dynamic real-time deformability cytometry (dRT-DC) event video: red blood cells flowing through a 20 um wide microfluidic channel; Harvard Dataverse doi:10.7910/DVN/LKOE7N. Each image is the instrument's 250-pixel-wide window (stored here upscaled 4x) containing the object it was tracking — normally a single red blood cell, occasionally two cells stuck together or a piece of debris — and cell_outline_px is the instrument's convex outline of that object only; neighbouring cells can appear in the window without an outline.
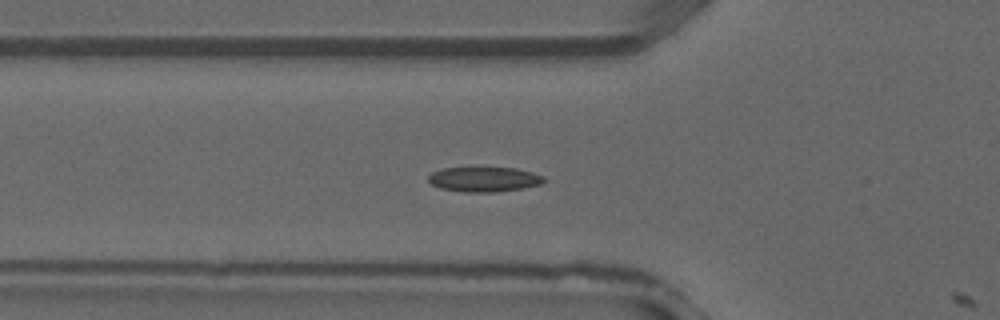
{"species": "common noctule bat (a hibernating species)", "species_latin": "Nyctalus noctula", "temperature_condition": "warm", "stored_images_in_passage": 4, "camera_frame_rate_fps": 3000, "um_per_image_px": 0.085, "animal": {"sex": "male", "forearm_length_mm": 52.5}, "frame": {"image": 1, "passage_image": 3, "time_ms": 0.667, "image_size_px": [1000, 320], "cell_outline_px": [[544, 180], [540, 184], [524, 188], [492, 192], [464, 192], [440, 188], [432, 184], [428, 180], [428, 176], [432, 172], [444, 168], [472, 164], [516, 168], [532, 172], [544, 176]], "centroid_in_image_um": [41.11, 15.18], "position_along_channel_um": 84.7, "area_um2": 17.63}}